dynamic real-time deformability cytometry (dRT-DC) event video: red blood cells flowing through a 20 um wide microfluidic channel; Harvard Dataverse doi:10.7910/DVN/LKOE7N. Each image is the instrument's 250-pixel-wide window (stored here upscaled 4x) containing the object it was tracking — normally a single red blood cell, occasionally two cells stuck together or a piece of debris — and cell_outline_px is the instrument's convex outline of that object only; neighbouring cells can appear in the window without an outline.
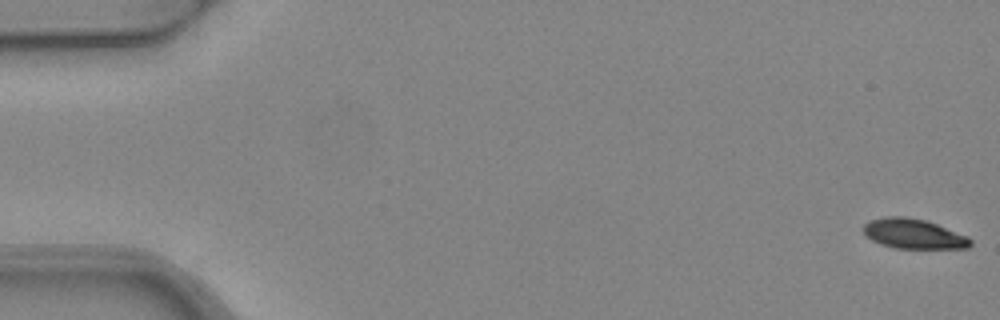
{"species": "common noctule bat (a hibernating species)", "species_latin": "Nyctalus noctula", "temperature_condition": "warm", "stored_images_in_passage": 4, "camera_frame_rate_fps": 3000, "um_per_image_px": 0.085, "animal": {"sex": "female", "body_mass_g": 24.6, "forearm_length_mm": 56.2}, "frame": {"image": 1, "passage_image": 1, "time_ms": 0.0, "image_size_px": [1000, 320], "cell_outline_px": [[972, 244], [968, 248], [896, 248], [880, 244], [872, 240], [864, 232], [864, 224], [868, 220], [884, 216], [904, 216], [924, 220], [936, 224], [968, 236], [972, 240]], "centroid_in_image_um": [77.65, 19.87], "position_along_channel_um": 7.4, "area_um2": 18.55}}
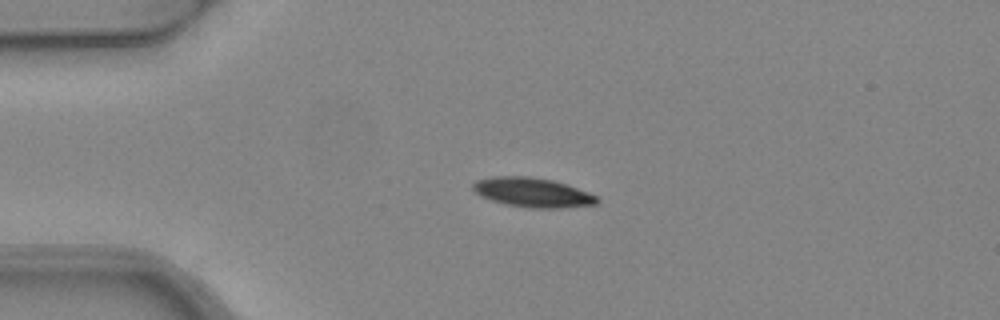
{"frame": {"image": 2, "passage_image": 4, "time_ms": 1.0, "image_size_px": [1000, 320], "cell_outline_px": [[600, 200], [596, 204], [560, 208], [528, 208], [504, 204], [480, 196], [472, 188], [472, 184], [476, 180], [492, 176], [528, 176], [552, 180], [588, 192], [596, 196]], "centroid_in_image_um": [45.23, 16.36], "position_along_channel_um": 39.8, "area_um2": 21.21}}